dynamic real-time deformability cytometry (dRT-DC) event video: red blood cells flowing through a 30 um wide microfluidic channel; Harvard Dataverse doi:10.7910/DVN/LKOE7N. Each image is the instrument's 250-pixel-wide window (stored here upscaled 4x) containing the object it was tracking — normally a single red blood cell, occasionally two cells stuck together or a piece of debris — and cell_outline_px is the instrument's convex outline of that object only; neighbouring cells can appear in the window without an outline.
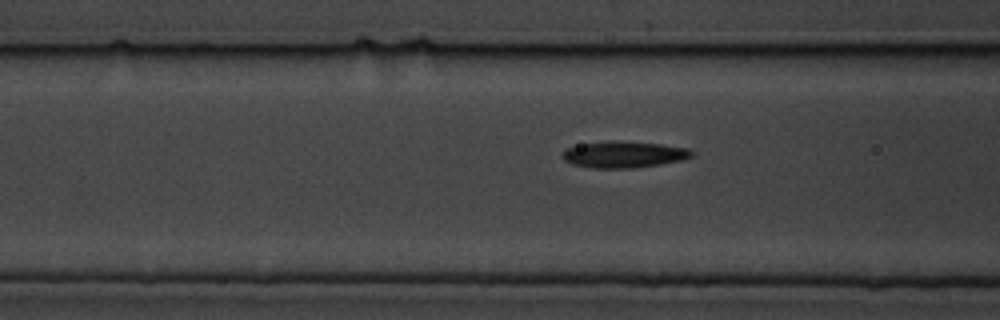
{"species": "common noctule bat (a hibernating species)", "species_latin": "Nyctalus noctula", "temperature_condition": "cold", "stored_images_in_passage": 17, "camera_frame_rate_fps": 3000, "um_per_image_px": 0.085, "animal": {"sex": "male", "body_mass_g": 19.5, "forearm_length_mm": 54.6}, "frame": {"image": 1, "passage_image": 15, "time_ms": 4.667, "image_size_px": [1000, 320], "cell_outline_px": [[696, 152], [692, 156], [680, 160], [660, 164], [632, 168], [592, 168], [572, 164], [564, 160], [560, 156], [564, 148], [580, 144], [608, 140], [612, 140], [660, 144], [688, 148]], "centroid_in_image_um": [52.97, 13.12], "position_along_channel_um": 113.6, "area_um2": 20.11}}